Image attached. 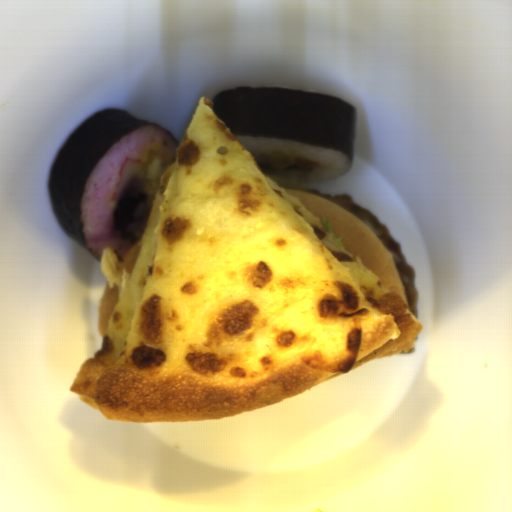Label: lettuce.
<instances>
[{"mask_svg": "<svg viewBox=\"0 0 512 512\" xmlns=\"http://www.w3.org/2000/svg\"><path fill=\"white\" fill-rule=\"evenodd\" d=\"M321 222H322V225L324 226V228L344 246V243L342 242L343 236L342 237H336L335 236V234H334V232H333V230H332V228H331V226L329 224L328 218H325V217L322 216Z\"/></svg>", "mask_w": 512, "mask_h": 512, "instance_id": "lettuce-1", "label": "lettuce"}]
</instances>
